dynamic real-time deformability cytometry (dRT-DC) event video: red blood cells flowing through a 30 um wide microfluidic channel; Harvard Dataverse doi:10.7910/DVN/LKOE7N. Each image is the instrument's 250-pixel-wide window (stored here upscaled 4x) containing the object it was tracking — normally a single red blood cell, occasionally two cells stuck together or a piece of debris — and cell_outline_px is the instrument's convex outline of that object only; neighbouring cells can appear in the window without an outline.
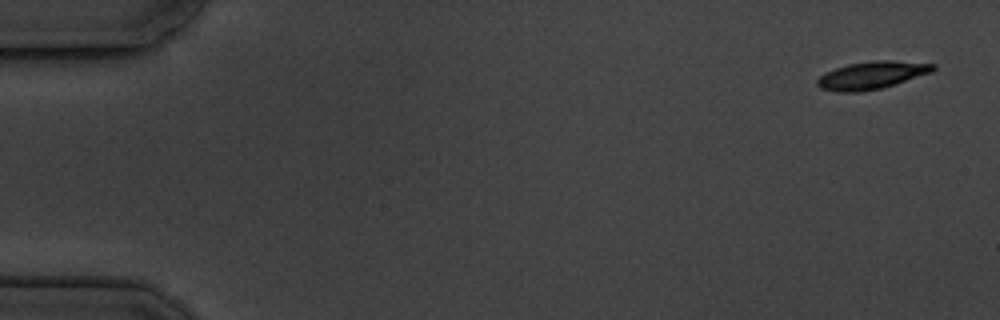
{"species": "common noctule bat (a hibernating species)", "species_latin": "Nyctalus noctula", "temperature_condition": "cold", "stored_images_in_passage": 5, "camera_frame_rate_fps": 3000, "um_per_image_px": 0.085, "animal": {"sex": "male", "body_mass_g": 19.5, "forearm_length_mm": 54.6}, "frame": {"image": 1, "passage_image": 1, "time_ms": 0.0, "image_size_px": [1000, 320], "cell_outline_px": [[936, 68], [932, 72], [880, 88], [860, 92], [836, 92], [820, 88], [816, 84], [816, 80], [824, 72], [848, 64], [876, 60], [888, 60], [936, 64]], "centroid_in_image_um": [74.05, 6.39], "position_along_channel_um": 10.9, "area_um2": 18.5}}
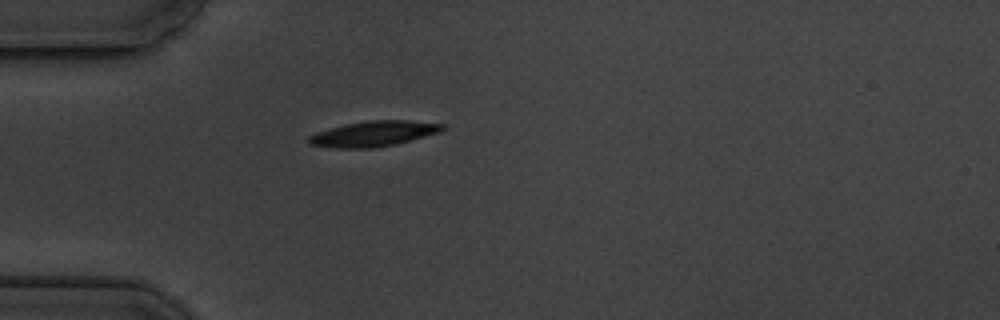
{"frame": {"image": 2, "passage_image": 5, "time_ms": 4.667, "image_size_px": [1000, 320], "cell_outline_px": [[444, 128], [440, 132], [396, 144], [368, 148], [336, 148], [308, 144], [308, 136], [344, 124], [368, 120], [408, 120], [444, 124]], "centroid_in_image_um": [31.77, 11.36], "position_along_channel_um": 53.2, "area_um2": 19.54}}